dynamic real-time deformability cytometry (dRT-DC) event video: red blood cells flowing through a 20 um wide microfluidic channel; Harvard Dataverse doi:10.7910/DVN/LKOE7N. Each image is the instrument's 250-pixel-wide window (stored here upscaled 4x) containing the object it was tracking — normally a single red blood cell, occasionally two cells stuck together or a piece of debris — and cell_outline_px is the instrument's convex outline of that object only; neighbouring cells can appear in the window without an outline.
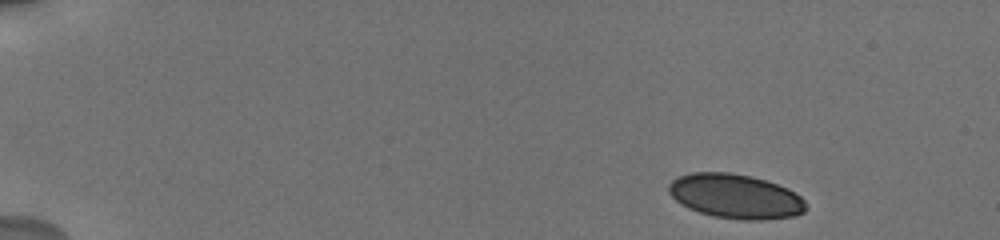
{"species": "human", "species_latin": "Homo sapiens", "temperature_condition": "cold", "stored_images_in_passage": 8, "camera_frame_rate_fps": 3000, "um_per_image_px": 0.085, "donor": {"sex": "male"}, "frame": {"image": 1, "passage_image": 1, "time_ms": 0.0, "image_size_px": [1000, 240], "cell_outline_px": [[808, 208], [804, 212], [796, 216], [764, 220], [744, 220], [712, 216], [688, 208], [680, 204], [668, 192], [668, 184], [676, 176], [692, 172], [728, 172], [752, 176], [788, 188], [800, 196], [804, 200]], "centroid_in_image_um": [62.51, 16.69], "position_along_channel_um": 22.5, "area_um2": 35.84}}
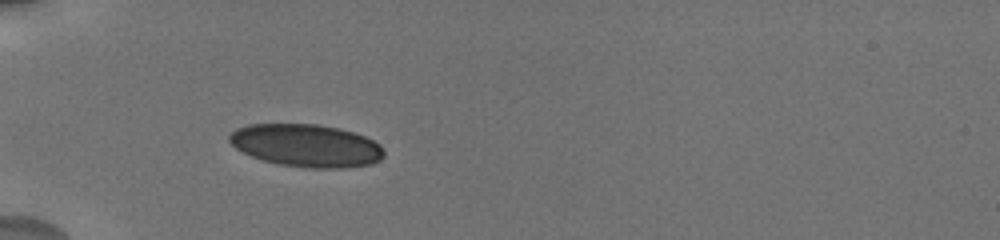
{"frame": {"image": 2, "passage_image": 6, "time_ms": 4.0, "image_size_px": [1000, 240], "cell_outline_px": [[384, 156], [380, 160], [372, 164], [340, 168], [308, 168], [280, 164], [264, 160], [252, 156], [236, 148], [228, 140], [228, 136], [236, 128], [248, 124], [316, 124], [336, 128], [352, 132], [364, 136], [380, 144], [384, 148]], "centroid_in_image_um": [26.04, 12.37], "position_along_channel_um": 59.0, "area_um2": 38.32}}
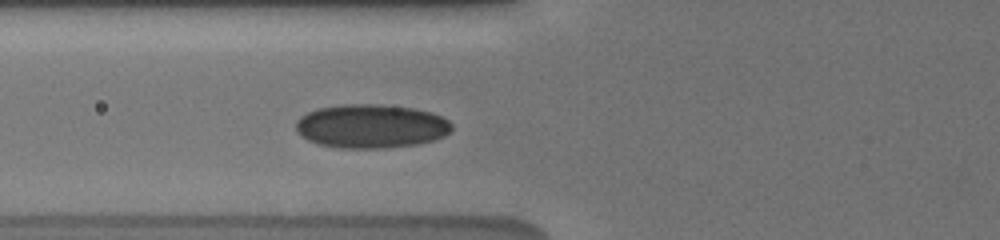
{"frame": {"image": 3, "passage_image": 8, "time_ms": 5.333, "image_size_px": [1000, 240], "cell_outline_px": [[452, 128], [444, 136], [420, 144], [384, 148], [336, 148], [320, 144], [308, 140], [300, 136], [296, 132], [296, 120], [300, 116], [316, 108], [340, 104], [376, 104], [412, 108], [432, 112], [448, 120], [452, 124]], "centroid_in_image_um": [31.51, 10.72], "position_along_channel_um": 94.3, "area_um2": 40.06}}